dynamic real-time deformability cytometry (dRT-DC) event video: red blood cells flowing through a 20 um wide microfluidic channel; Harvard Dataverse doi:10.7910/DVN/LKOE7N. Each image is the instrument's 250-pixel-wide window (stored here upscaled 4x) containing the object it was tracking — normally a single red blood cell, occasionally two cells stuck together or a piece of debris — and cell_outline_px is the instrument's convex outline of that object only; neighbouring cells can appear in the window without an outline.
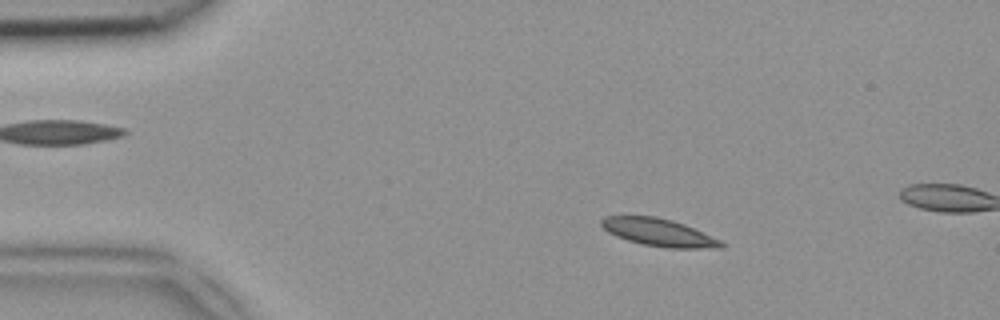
{"species": "common noctule bat (a hibernating species)", "species_latin": "Nyctalus noctula", "temperature_condition": "room temperature", "stored_images_in_passage": 10, "camera_frame_rate_fps": 3000, "um_per_image_px": 0.085, "animal": {"sex": "female", "body_mass_g": 18.4}, "frame": {"image": 1, "passage_image": 5, "time_ms": 1.333, "image_size_px": [1000, 320], "cell_outline_px": [[724, 248], [668, 248], [640, 244], [616, 236], [608, 232], [600, 224], [600, 220], [604, 216], [656, 216], [672, 220], [684, 224], [720, 240], [724, 244]], "centroid_in_image_um": [55.97, 19.75], "position_along_channel_um": 29.0, "area_um2": 19.19}}